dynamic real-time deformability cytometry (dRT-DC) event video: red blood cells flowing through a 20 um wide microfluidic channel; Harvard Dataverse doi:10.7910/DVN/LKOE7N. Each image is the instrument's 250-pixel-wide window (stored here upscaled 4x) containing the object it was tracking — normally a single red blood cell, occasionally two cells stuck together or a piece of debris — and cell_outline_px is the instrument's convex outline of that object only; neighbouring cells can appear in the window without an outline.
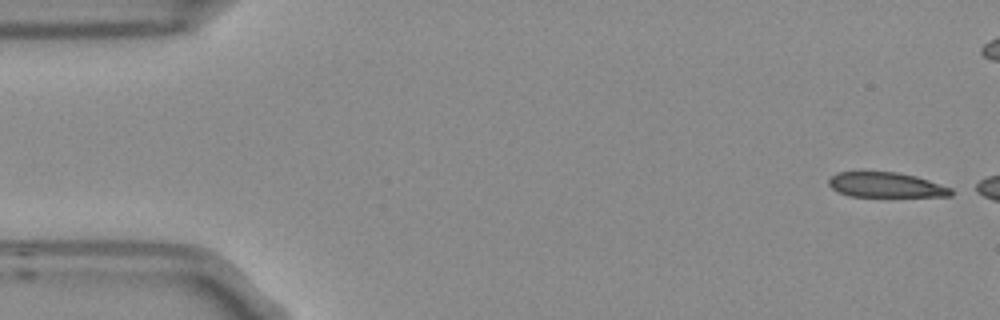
{"species": "Egyptian fruit bat (a non-hibernating species)", "species_latin": "Rousettus aegyptiacus", "temperature_condition": "room temperature", "stored_images_in_passage": 3, "camera_frame_rate_fps": 3000, "um_per_image_px": 0.085, "frame": {"image": 1, "passage_image": 1, "time_ms": 0.0, "image_size_px": [1000, 320], "cell_outline_px": [[952, 196], [848, 196], [836, 192], [828, 184], [828, 180], [836, 172], [896, 172], [916, 176], [952, 188]], "centroid_in_image_um": [75.27, 15.72], "position_along_channel_um": 9.7, "area_um2": 17.74}}